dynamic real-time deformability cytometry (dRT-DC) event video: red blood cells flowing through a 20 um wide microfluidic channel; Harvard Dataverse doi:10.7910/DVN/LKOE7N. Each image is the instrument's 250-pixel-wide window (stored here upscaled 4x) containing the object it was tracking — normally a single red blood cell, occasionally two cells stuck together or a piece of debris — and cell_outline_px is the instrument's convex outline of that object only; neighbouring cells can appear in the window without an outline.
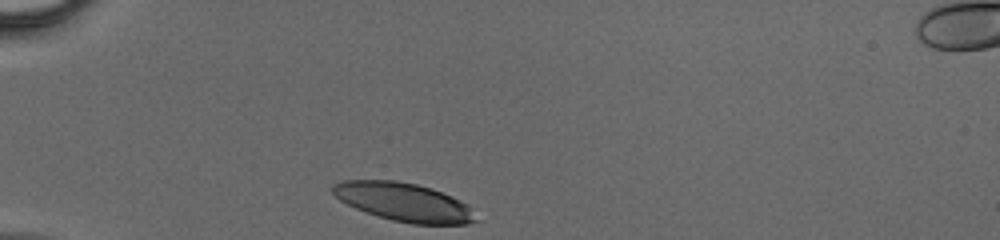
{"species": "human", "species_latin": "Homo sapiens", "temperature_condition": "cold", "stored_images_in_passage": 27, "camera_frame_rate_fps": 3000, "um_per_image_px": 0.085, "donor": {"sex": "male"}, "frame": {"image": 1, "passage_image": 1, "time_ms": 0.0, "image_size_px": [1000, 240], "cell_outline_px": [[476, 220], [468, 224], [412, 224], [392, 220], [356, 208], [340, 200], [332, 192], [332, 184], [344, 180], [396, 180], [416, 184], [432, 188], [452, 196], [460, 200], [468, 208]], "centroid_in_image_um": [34.28, 17.16], "position_along_channel_um": 50.7, "area_um2": 31.56}}
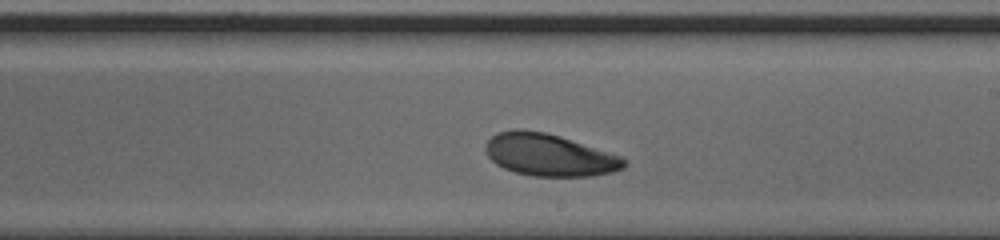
{"frame": {"image": 2, "passage_image": 16, "time_ms": 5.0, "image_size_px": [1000, 240], "cell_outline_px": [[628, 164], [624, 168], [612, 172], [588, 176], [532, 176], [516, 172], [504, 168], [496, 164], [488, 156], [484, 148], [488, 140], [496, 132], [516, 128], [544, 132], [560, 136], [620, 156], [628, 160]], "centroid_in_image_um": [46.67, 13.16], "position_along_channel_um": 242.3, "area_um2": 33.99}}
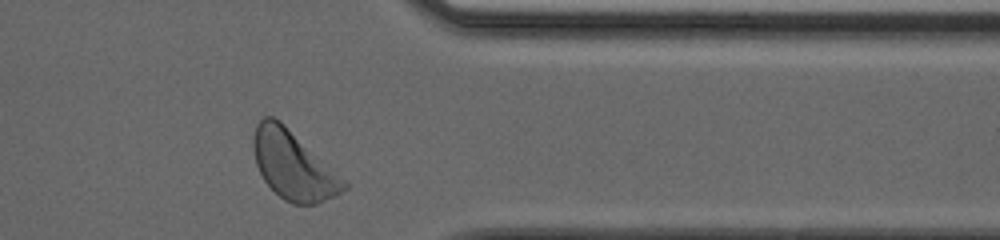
{"frame": {"image": 3, "passage_image": 26, "time_ms": 8.333, "image_size_px": [1000, 240], "cell_outline_px": [[348, 188], [316, 204], [292, 204], [284, 200], [264, 180], [256, 164], [252, 148], [252, 140], [256, 124], [264, 116], [272, 116], [280, 120], [344, 180], [348, 184]], "centroid_in_image_um": [24.87, 14.03], "position_along_channel_um": 386.5, "area_um2": 35.37}}